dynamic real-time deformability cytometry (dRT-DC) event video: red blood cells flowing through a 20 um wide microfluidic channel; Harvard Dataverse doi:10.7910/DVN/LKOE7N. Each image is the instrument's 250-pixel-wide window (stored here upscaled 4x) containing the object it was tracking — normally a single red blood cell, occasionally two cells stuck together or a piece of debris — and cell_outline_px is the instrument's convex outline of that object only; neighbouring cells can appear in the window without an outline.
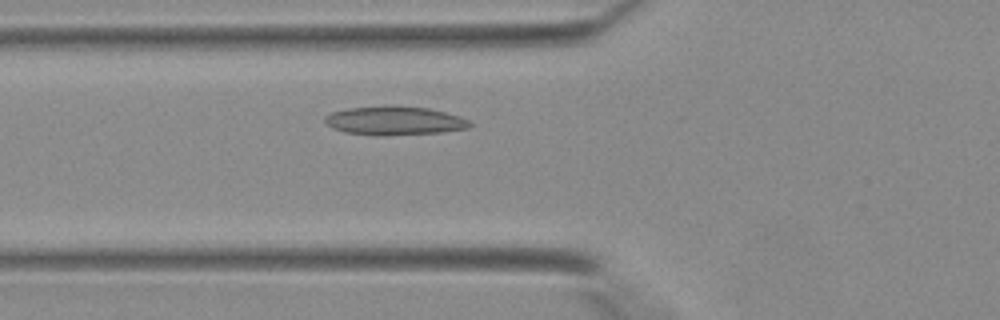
{"species": "Egyptian fruit bat (a non-hibernating species)", "species_latin": "Rousettus aegyptiacus", "temperature_condition": "warm", "stored_images_in_passage": 29, "camera_frame_rate_fps": 3000, "um_per_image_px": 0.085, "animal": {"sex": "female"}, "frame": {"image": 1, "passage_image": 4, "time_ms": 1.0, "image_size_px": [1000, 320], "cell_outline_px": [[472, 124], [468, 128], [440, 132], [380, 136], [344, 132], [332, 128], [324, 120], [324, 116], [332, 112], [348, 108], [428, 108], [460, 116], [468, 120]], "centroid_in_image_um": [33.52, 10.3], "position_along_channel_um": 92.3, "area_um2": 23.35}}
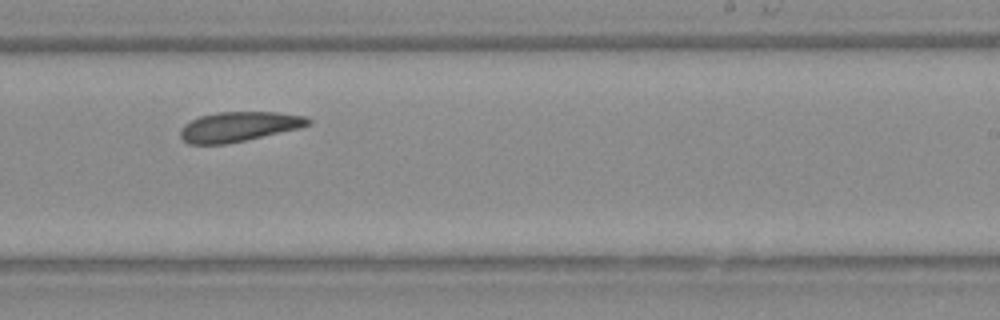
{"frame": {"image": 2, "passage_image": 15, "time_ms": 4.667, "image_size_px": [1000, 320], "cell_outline_px": [[312, 124], [300, 128], [244, 140], [224, 144], [188, 144], [180, 136], [180, 128], [184, 124], [200, 116], [216, 112], [276, 112], [308, 116], [312, 120]], "centroid_in_image_um": [20.32, 10.75], "position_along_channel_um": 268.7, "area_um2": 22.2}}
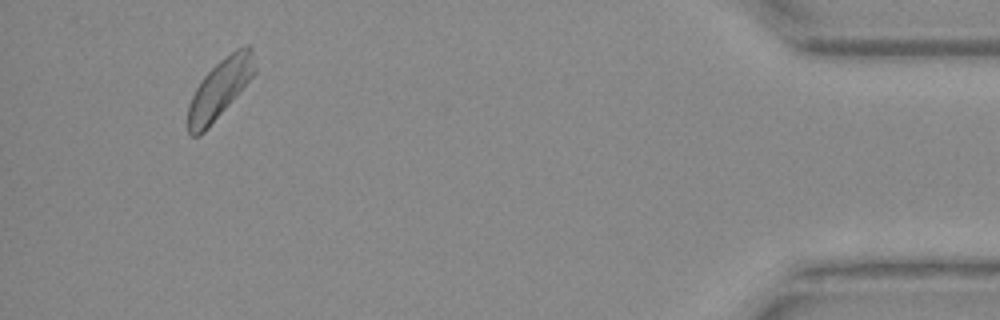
{"frame": {"image": 3, "passage_image": 28, "time_ms": 9.0, "image_size_px": [1000, 320], "cell_outline_px": [[256, 72], [208, 128], [200, 136], [192, 136], [188, 132], [188, 104], [200, 80], [220, 60], [236, 48], [248, 44], [252, 48], [256, 68]], "centroid_in_image_um": [18.68, 7.52], "position_along_channel_um": 416.5, "area_um2": 22.72}}